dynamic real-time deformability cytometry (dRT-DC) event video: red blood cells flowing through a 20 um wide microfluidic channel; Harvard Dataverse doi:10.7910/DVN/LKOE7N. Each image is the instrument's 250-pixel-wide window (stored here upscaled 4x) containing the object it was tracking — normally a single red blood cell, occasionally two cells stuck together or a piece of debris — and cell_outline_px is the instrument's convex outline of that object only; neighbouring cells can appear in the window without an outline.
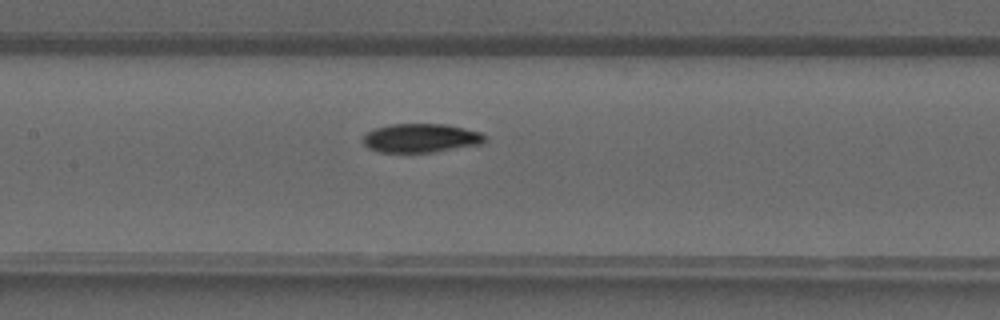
{"species": "common noctule bat (a hibernating species)", "species_latin": "Nyctalus noctula", "temperature_condition": "warm", "stored_images_in_passage": 29, "camera_frame_rate_fps": 3000, "um_per_image_px": 0.085, "animal": {"sex": "male", "forearm_length_mm": 52.5}, "frame": {"image": 1, "passage_image": 8, "time_ms": 2.333, "image_size_px": [1000, 320], "cell_outline_px": [[488, 140], [484, 144], [432, 152], [380, 152], [368, 148], [364, 144], [364, 136], [368, 132], [376, 128], [388, 124], [444, 124], [484, 132], [488, 136]], "centroid_in_image_um": [35.87, 11.73], "position_along_channel_um": 171.5, "area_um2": 20.69}}
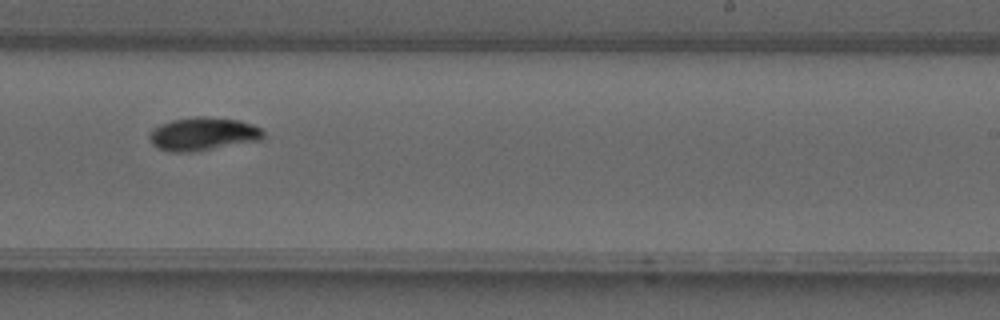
{"frame": {"image": 2, "passage_image": 14, "time_ms": 4.333, "image_size_px": [1000, 320], "cell_outline_px": [[264, 140], [192, 152], [168, 152], [152, 144], [148, 136], [156, 128], [172, 120], [196, 116], [204, 116], [240, 120], [264, 128]], "centroid_in_image_um": [17.35, 11.39], "position_along_channel_um": 271.7, "area_um2": 22.14}}
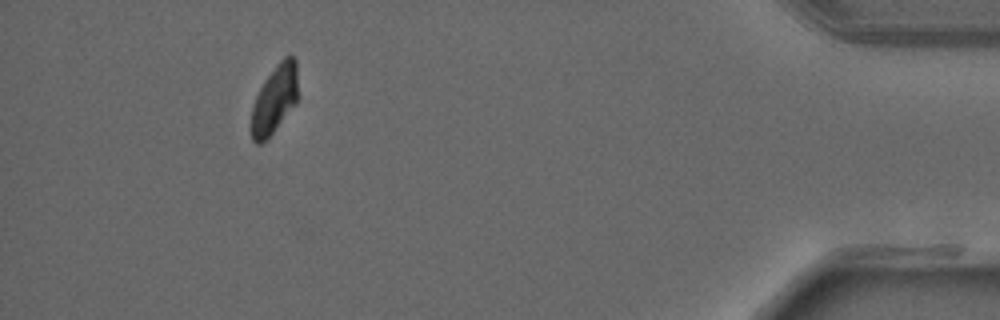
{"frame": {"image": 3, "passage_image": 26, "time_ms": 8.333, "image_size_px": [1000, 320], "cell_outline_px": [[296, 100], [272, 132], [260, 144], [256, 144], [252, 140], [252, 108], [256, 96], [264, 80], [276, 64], [284, 56], [292, 56], [296, 60]], "centroid_in_image_um": [23.3, 8.4], "position_along_channel_um": 411.9, "area_um2": 17.69}}